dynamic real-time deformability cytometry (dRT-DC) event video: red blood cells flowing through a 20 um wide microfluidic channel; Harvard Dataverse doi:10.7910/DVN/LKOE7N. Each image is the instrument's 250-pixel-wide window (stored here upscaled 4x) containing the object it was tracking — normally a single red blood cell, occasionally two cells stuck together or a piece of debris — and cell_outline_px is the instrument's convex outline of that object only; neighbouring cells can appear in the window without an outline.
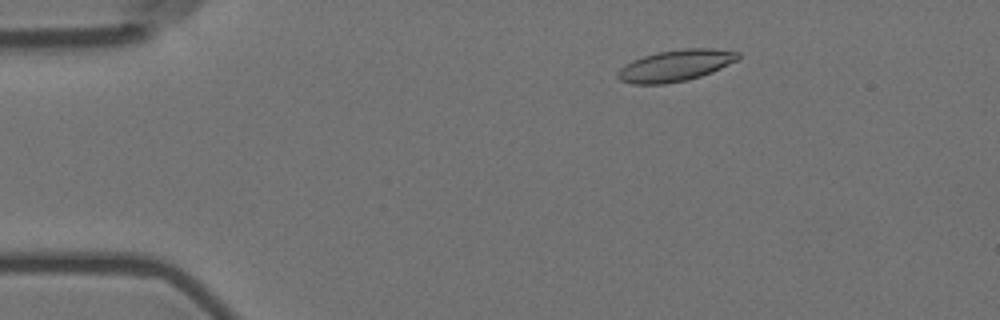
{"species": "Egyptian fruit bat (a non-hibernating species)", "species_latin": "Rousettus aegyptiacus", "temperature_condition": "room temperature", "stored_images_in_passage": 56, "camera_frame_rate_fps": 3000, "um_per_image_px": 0.085, "animal": {"sex": "female"}, "frame": {"image": 1, "passage_image": 9, "time_ms": 2.667, "image_size_px": [1000, 320], "cell_outline_px": [[740, 56], [736, 60], [712, 72], [688, 80], [664, 84], [632, 84], [620, 80], [616, 76], [616, 72], [624, 64], [632, 60], [644, 56], [660, 52], [680, 48], [712, 48], [740, 52]], "centroid_in_image_um": [57.39, 5.57], "position_along_channel_um": 27.6, "area_um2": 22.08}}
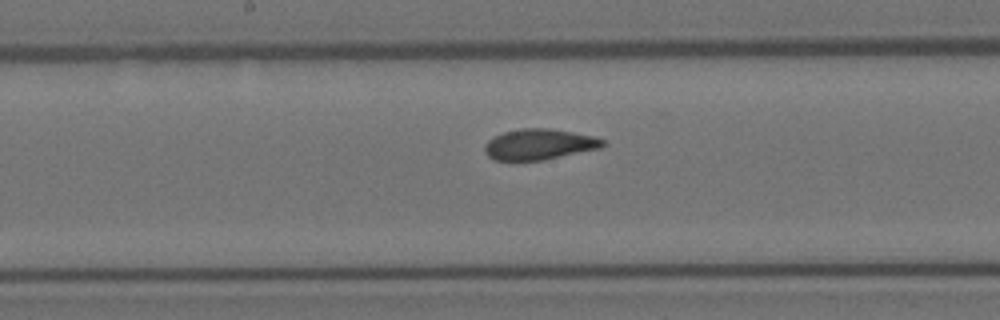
{"frame": {"image": 2, "passage_image": 29, "time_ms": 9.333, "image_size_px": [1000, 320], "cell_outline_px": [[608, 144], [600, 148], [544, 160], [496, 160], [488, 156], [484, 152], [484, 144], [492, 136], [504, 132], [520, 128], [548, 128], [572, 132], [592, 136], [604, 140]], "centroid_in_image_um": [45.81, 12.26], "position_along_channel_um": 202.4, "area_um2": 21.21}}
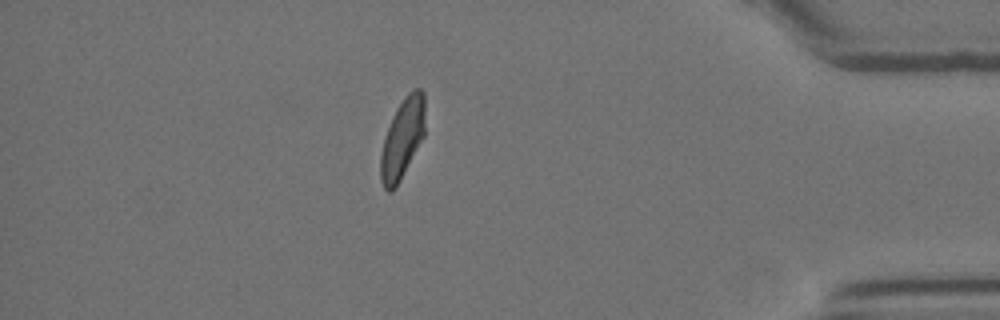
{"frame": {"image": 3, "passage_image": 49, "time_ms": 16.0, "image_size_px": [1000, 320], "cell_outline_px": [[424, 136], [396, 188], [392, 192], [388, 192], [384, 188], [380, 180], [380, 156], [384, 136], [392, 116], [396, 108], [404, 96], [408, 92], [416, 88], [420, 88], [424, 92]], "centroid_in_image_um": [34.18, 11.79], "position_along_channel_um": 401.0, "area_um2": 20.92}, "authors_computed_cell_mechanics": {"area_um2": 21.386, "velocity_mm_per_s": 3.5726, "shape_relaxation_time_tau1_ms": 6.1299, "shape_relaxation_time_tau2_ms": 1.2128, "deformation_change_tau1": 0.1646, "deformation_change_tau2": 0.0686}}